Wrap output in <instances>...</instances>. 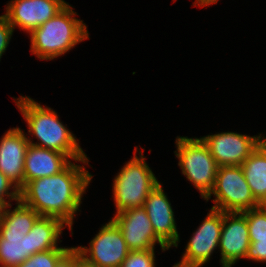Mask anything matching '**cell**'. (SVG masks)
<instances>
[{
    "instance_id": "obj_1",
    "label": "cell",
    "mask_w": 266,
    "mask_h": 267,
    "mask_svg": "<svg viewBox=\"0 0 266 267\" xmlns=\"http://www.w3.org/2000/svg\"><path fill=\"white\" fill-rule=\"evenodd\" d=\"M89 160H75L58 174L27 182L19 190V200L40 216L60 219L73 236L74 218L94 176L86 169Z\"/></svg>"
},
{
    "instance_id": "obj_2",
    "label": "cell",
    "mask_w": 266,
    "mask_h": 267,
    "mask_svg": "<svg viewBox=\"0 0 266 267\" xmlns=\"http://www.w3.org/2000/svg\"><path fill=\"white\" fill-rule=\"evenodd\" d=\"M13 101L27 123L29 134H25L31 145L63 153L72 161L90 159L75 134L63 124L55 110L41 105L30 96L13 97ZM32 138L37 139V142Z\"/></svg>"
},
{
    "instance_id": "obj_3",
    "label": "cell",
    "mask_w": 266,
    "mask_h": 267,
    "mask_svg": "<svg viewBox=\"0 0 266 267\" xmlns=\"http://www.w3.org/2000/svg\"><path fill=\"white\" fill-rule=\"evenodd\" d=\"M73 7L68 3L58 14L29 34L31 54L41 61L54 60L90 39L88 26L84 20L75 17L78 13Z\"/></svg>"
},
{
    "instance_id": "obj_4",
    "label": "cell",
    "mask_w": 266,
    "mask_h": 267,
    "mask_svg": "<svg viewBox=\"0 0 266 267\" xmlns=\"http://www.w3.org/2000/svg\"><path fill=\"white\" fill-rule=\"evenodd\" d=\"M0 218V267H17L31 256L28 232L40 215L20 200Z\"/></svg>"
},
{
    "instance_id": "obj_5",
    "label": "cell",
    "mask_w": 266,
    "mask_h": 267,
    "mask_svg": "<svg viewBox=\"0 0 266 267\" xmlns=\"http://www.w3.org/2000/svg\"><path fill=\"white\" fill-rule=\"evenodd\" d=\"M139 146L134 149V155L116 173L112 183V198L118 214L130 208L144 206L149 193L160 183ZM139 154V157L137 156Z\"/></svg>"
},
{
    "instance_id": "obj_6",
    "label": "cell",
    "mask_w": 266,
    "mask_h": 267,
    "mask_svg": "<svg viewBox=\"0 0 266 267\" xmlns=\"http://www.w3.org/2000/svg\"><path fill=\"white\" fill-rule=\"evenodd\" d=\"M174 154L182 175L199 191L203 200L214 188L218 165L199 137L177 136Z\"/></svg>"
},
{
    "instance_id": "obj_7",
    "label": "cell",
    "mask_w": 266,
    "mask_h": 267,
    "mask_svg": "<svg viewBox=\"0 0 266 267\" xmlns=\"http://www.w3.org/2000/svg\"><path fill=\"white\" fill-rule=\"evenodd\" d=\"M213 198V209L222 212H244L259 207L261 204L254 198L245 179L241 166L218 167L213 190L204 199Z\"/></svg>"
},
{
    "instance_id": "obj_8",
    "label": "cell",
    "mask_w": 266,
    "mask_h": 267,
    "mask_svg": "<svg viewBox=\"0 0 266 267\" xmlns=\"http://www.w3.org/2000/svg\"><path fill=\"white\" fill-rule=\"evenodd\" d=\"M76 248L87 263L96 267H120L130 252L121 230L112 219L102 224L89 246Z\"/></svg>"
},
{
    "instance_id": "obj_9",
    "label": "cell",
    "mask_w": 266,
    "mask_h": 267,
    "mask_svg": "<svg viewBox=\"0 0 266 267\" xmlns=\"http://www.w3.org/2000/svg\"><path fill=\"white\" fill-rule=\"evenodd\" d=\"M200 138L207 145L218 167L241 166L266 139L264 134L247 135L233 131L208 134Z\"/></svg>"
},
{
    "instance_id": "obj_10",
    "label": "cell",
    "mask_w": 266,
    "mask_h": 267,
    "mask_svg": "<svg viewBox=\"0 0 266 267\" xmlns=\"http://www.w3.org/2000/svg\"><path fill=\"white\" fill-rule=\"evenodd\" d=\"M209 209L201 224L191 234L181 260L177 263L191 267H203L211 260L215 250L219 249L223 212L213 208Z\"/></svg>"
},
{
    "instance_id": "obj_11",
    "label": "cell",
    "mask_w": 266,
    "mask_h": 267,
    "mask_svg": "<svg viewBox=\"0 0 266 267\" xmlns=\"http://www.w3.org/2000/svg\"><path fill=\"white\" fill-rule=\"evenodd\" d=\"M68 2L65 0H10L5 6V18L11 26L28 35L58 14Z\"/></svg>"
},
{
    "instance_id": "obj_12",
    "label": "cell",
    "mask_w": 266,
    "mask_h": 267,
    "mask_svg": "<svg viewBox=\"0 0 266 267\" xmlns=\"http://www.w3.org/2000/svg\"><path fill=\"white\" fill-rule=\"evenodd\" d=\"M121 230L130 251L155 249L156 244L162 252L169 248L156 236L146 210L130 208L111 218Z\"/></svg>"
},
{
    "instance_id": "obj_13",
    "label": "cell",
    "mask_w": 266,
    "mask_h": 267,
    "mask_svg": "<svg viewBox=\"0 0 266 267\" xmlns=\"http://www.w3.org/2000/svg\"><path fill=\"white\" fill-rule=\"evenodd\" d=\"M250 245L246 217L240 212H223V224L219 242L221 267L235 266L245 259Z\"/></svg>"
},
{
    "instance_id": "obj_14",
    "label": "cell",
    "mask_w": 266,
    "mask_h": 267,
    "mask_svg": "<svg viewBox=\"0 0 266 267\" xmlns=\"http://www.w3.org/2000/svg\"><path fill=\"white\" fill-rule=\"evenodd\" d=\"M143 208L147 212L156 236L169 249L178 248L180 234L177 229L174 210L161 182L149 193Z\"/></svg>"
},
{
    "instance_id": "obj_15",
    "label": "cell",
    "mask_w": 266,
    "mask_h": 267,
    "mask_svg": "<svg viewBox=\"0 0 266 267\" xmlns=\"http://www.w3.org/2000/svg\"><path fill=\"white\" fill-rule=\"evenodd\" d=\"M29 144L25 130L18 126L0 138V171L19 190L24 186V160Z\"/></svg>"
},
{
    "instance_id": "obj_16",
    "label": "cell",
    "mask_w": 266,
    "mask_h": 267,
    "mask_svg": "<svg viewBox=\"0 0 266 267\" xmlns=\"http://www.w3.org/2000/svg\"><path fill=\"white\" fill-rule=\"evenodd\" d=\"M72 160L65 154L29 144L24 160V185L63 171Z\"/></svg>"
},
{
    "instance_id": "obj_17",
    "label": "cell",
    "mask_w": 266,
    "mask_h": 267,
    "mask_svg": "<svg viewBox=\"0 0 266 267\" xmlns=\"http://www.w3.org/2000/svg\"><path fill=\"white\" fill-rule=\"evenodd\" d=\"M67 227L60 219L40 216L28 232L31 256L49 249L71 248L59 246L60 242H62L60 237L63 234V229Z\"/></svg>"
},
{
    "instance_id": "obj_18",
    "label": "cell",
    "mask_w": 266,
    "mask_h": 267,
    "mask_svg": "<svg viewBox=\"0 0 266 267\" xmlns=\"http://www.w3.org/2000/svg\"><path fill=\"white\" fill-rule=\"evenodd\" d=\"M254 198L266 205V139L241 165Z\"/></svg>"
},
{
    "instance_id": "obj_19",
    "label": "cell",
    "mask_w": 266,
    "mask_h": 267,
    "mask_svg": "<svg viewBox=\"0 0 266 267\" xmlns=\"http://www.w3.org/2000/svg\"><path fill=\"white\" fill-rule=\"evenodd\" d=\"M241 213L246 217L250 242L266 239V205Z\"/></svg>"
},
{
    "instance_id": "obj_20",
    "label": "cell",
    "mask_w": 266,
    "mask_h": 267,
    "mask_svg": "<svg viewBox=\"0 0 266 267\" xmlns=\"http://www.w3.org/2000/svg\"><path fill=\"white\" fill-rule=\"evenodd\" d=\"M70 248L49 249L35 253L17 267H55L58 260Z\"/></svg>"
},
{
    "instance_id": "obj_21",
    "label": "cell",
    "mask_w": 266,
    "mask_h": 267,
    "mask_svg": "<svg viewBox=\"0 0 266 267\" xmlns=\"http://www.w3.org/2000/svg\"><path fill=\"white\" fill-rule=\"evenodd\" d=\"M155 249L130 251L120 267H156Z\"/></svg>"
},
{
    "instance_id": "obj_22",
    "label": "cell",
    "mask_w": 266,
    "mask_h": 267,
    "mask_svg": "<svg viewBox=\"0 0 266 267\" xmlns=\"http://www.w3.org/2000/svg\"><path fill=\"white\" fill-rule=\"evenodd\" d=\"M0 197H2L8 204H11L12 201H19V189L1 171Z\"/></svg>"
},
{
    "instance_id": "obj_23",
    "label": "cell",
    "mask_w": 266,
    "mask_h": 267,
    "mask_svg": "<svg viewBox=\"0 0 266 267\" xmlns=\"http://www.w3.org/2000/svg\"><path fill=\"white\" fill-rule=\"evenodd\" d=\"M245 259L257 263H266V239L250 242Z\"/></svg>"
},
{
    "instance_id": "obj_24",
    "label": "cell",
    "mask_w": 266,
    "mask_h": 267,
    "mask_svg": "<svg viewBox=\"0 0 266 267\" xmlns=\"http://www.w3.org/2000/svg\"><path fill=\"white\" fill-rule=\"evenodd\" d=\"M14 28L2 14L0 16V61L13 37Z\"/></svg>"
},
{
    "instance_id": "obj_25",
    "label": "cell",
    "mask_w": 266,
    "mask_h": 267,
    "mask_svg": "<svg viewBox=\"0 0 266 267\" xmlns=\"http://www.w3.org/2000/svg\"><path fill=\"white\" fill-rule=\"evenodd\" d=\"M77 248L71 247L56 263L55 267H76Z\"/></svg>"
},
{
    "instance_id": "obj_26",
    "label": "cell",
    "mask_w": 266,
    "mask_h": 267,
    "mask_svg": "<svg viewBox=\"0 0 266 267\" xmlns=\"http://www.w3.org/2000/svg\"><path fill=\"white\" fill-rule=\"evenodd\" d=\"M76 267H96L87 263L81 256L80 251L77 249V266Z\"/></svg>"
},
{
    "instance_id": "obj_27",
    "label": "cell",
    "mask_w": 266,
    "mask_h": 267,
    "mask_svg": "<svg viewBox=\"0 0 266 267\" xmlns=\"http://www.w3.org/2000/svg\"><path fill=\"white\" fill-rule=\"evenodd\" d=\"M7 205L8 203L2 197H0V218L4 214Z\"/></svg>"
},
{
    "instance_id": "obj_28",
    "label": "cell",
    "mask_w": 266,
    "mask_h": 267,
    "mask_svg": "<svg viewBox=\"0 0 266 267\" xmlns=\"http://www.w3.org/2000/svg\"><path fill=\"white\" fill-rule=\"evenodd\" d=\"M176 0H173L172 2H174ZM193 6H197V7H206V0H195L193 2Z\"/></svg>"
},
{
    "instance_id": "obj_29",
    "label": "cell",
    "mask_w": 266,
    "mask_h": 267,
    "mask_svg": "<svg viewBox=\"0 0 266 267\" xmlns=\"http://www.w3.org/2000/svg\"><path fill=\"white\" fill-rule=\"evenodd\" d=\"M219 0H206V7L218 3Z\"/></svg>"
},
{
    "instance_id": "obj_30",
    "label": "cell",
    "mask_w": 266,
    "mask_h": 267,
    "mask_svg": "<svg viewBox=\"0 0 266 267\" xmlns=\"http://www.w3.org/2000/svg\"><path fill=\"white\" fill-rule=\"evenodd\" d=\"M172 267H191V266H185V265H181L179 263H175Z\"/></svg>"
}]
</instances>
